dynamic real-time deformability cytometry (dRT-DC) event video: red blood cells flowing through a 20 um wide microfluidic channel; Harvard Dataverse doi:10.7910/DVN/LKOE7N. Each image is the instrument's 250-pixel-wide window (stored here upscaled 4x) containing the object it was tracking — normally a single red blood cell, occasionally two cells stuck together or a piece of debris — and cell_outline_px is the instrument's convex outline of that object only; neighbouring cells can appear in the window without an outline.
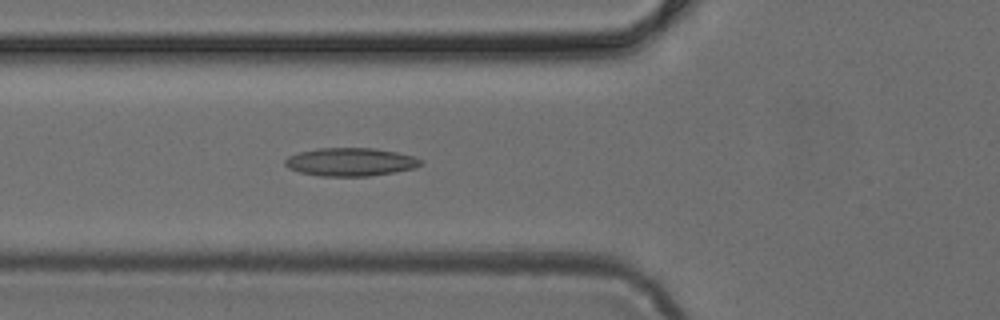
{"species": "common noctule bat (a hibernating species)", "species_latin": "Nyctalus noctula", "temperature_condition": "cold", "stored_images_in_passage": 49, "camera_frame_rate_fps": 3000, "um_per_image_px": 0.085, "animal": {"sex": "female", "body_mass_g": 24.6, "forearm_length_mm": 56.2}, "frame": {"image": 1, "passage_image": 18, "time_ms": 5.667, "image_size_px": [1000, 320], "cell_outline_px": [[424, 164], [416, 168], [368, 176], [320, 176], [300, 172], [288, 168], [284, 164], [284, 160], [288, 156], [300, 152], [316, 148], [376, 148], [416, 156], [424, 160]], "centroid_in_image_um": [29.83, 13.76], "position_along_channel_um": 96.0, "area_um2": 22.48}}
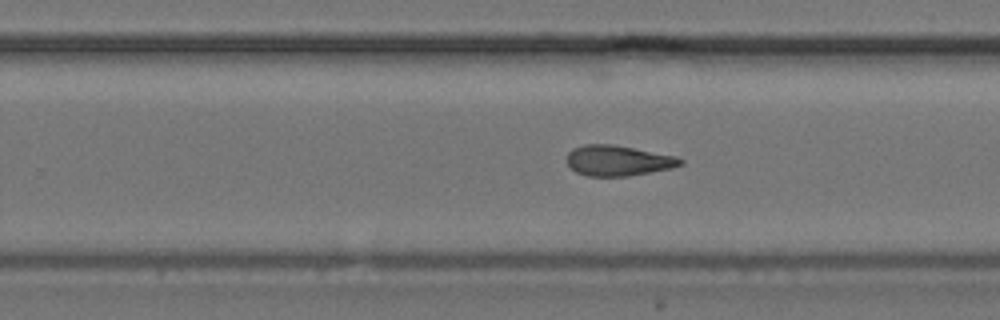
{"frame": {"image": 2, "passage_image": 31, "time_ms": 10.0, "image_size_px": [1000, 320], "cell_outline_px": [[684, 164], [672, 168], [628, 176], [588, 176], [576, 172], [568, 164], [568, 152], [572, 148], [584, 144], [612, 144], [676, 156], [684, 160]], "centroid_in_image_um": [52.55, 13.65], "position_along_channel_um": 277.3, "area_um2": 20.11}}
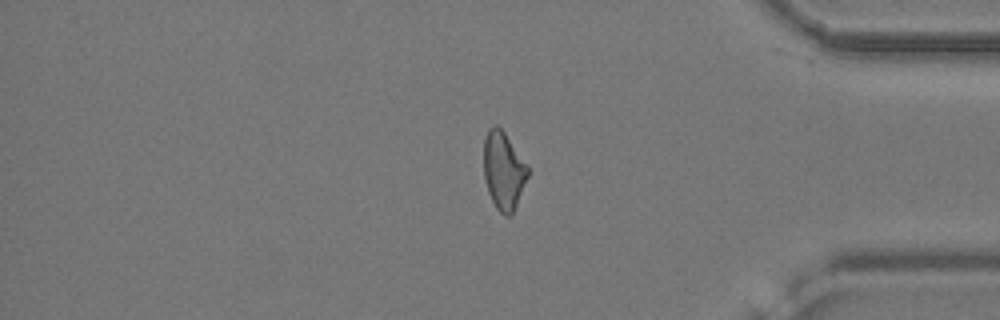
{"frame": {"image": 3, "passage_image": 41, "time_ms": 13.333, "image_size_px": [1000, 320], "cell_outline_px": [[528, 176], [512, 216], [504, 216], [496, 208], [488, 192], [484, 176], [484, 140], [488, 128], [496, 124], [504, 132], [528, 164]], "centroid_in_image_um": [42.8, 14.51], "position_along_channel_um": 392.4, "area_um2": 20.06}}